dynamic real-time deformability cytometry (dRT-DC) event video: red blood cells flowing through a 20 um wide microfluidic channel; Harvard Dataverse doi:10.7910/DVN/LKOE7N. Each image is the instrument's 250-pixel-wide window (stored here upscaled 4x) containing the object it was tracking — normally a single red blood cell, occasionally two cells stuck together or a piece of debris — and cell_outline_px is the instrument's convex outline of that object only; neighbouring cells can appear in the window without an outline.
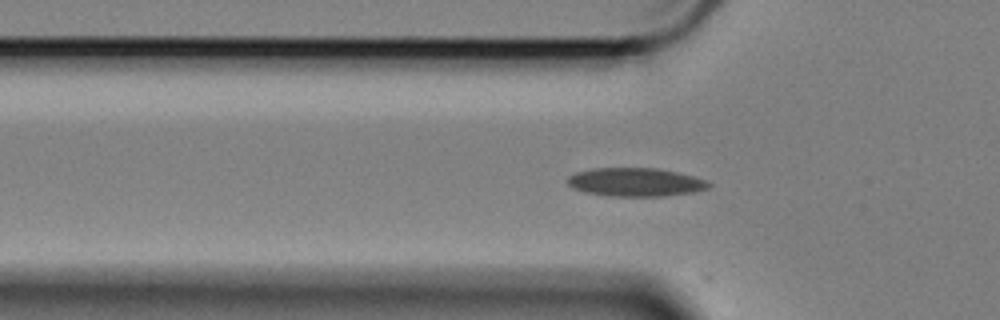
{"species": "Egyptian fruit bat (a non-hibernating species)", "species_latin": "Rousettus aegyptiacus", "temperature_condition": "cold", "stored_images_in_passage": 43, "camera_frame_rate_fps": 3000, "um_per_image_px": 0.085, "animal": {"sex": "female"}, "frame": {"image": 1, "passage_image": 5, "time_ms": 1.333, "image_size_px": [1000, 320], "cell_outline_px": [[712, 184], [708, 188], [692, 192], [664, 196], [608, 196], [584, 192], [572, 188], [564, 180], [568, 176], [576, 172], [592, 168], [656, 168], [676, 172], [692, 176], [704, 180]], "centroid_in_image_um": [53.94, 15.48], "position_along_channel_um": 71.9, "area_um2": 23.47}}
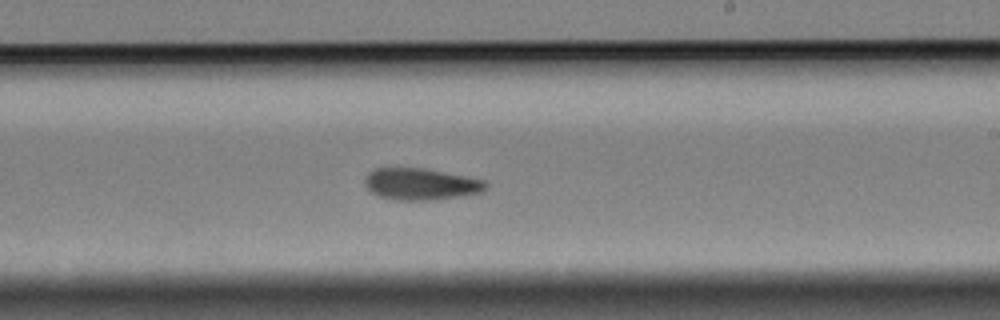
{"frame": {"image": 2, "passage_image": 21, "time_ms": 6.667, "image_size_px": [1000, 320], "cell_outline_px": [[488, 188], [480, 192], [460, 196], [428, 200], [392, 200], [380, 196], [372, 192], [364, 184], [364, 180], [368, 172], [376, 168], [424, 168], [488, 180]], "centroid_in_image_um": [35.79, 15.64], "position_along_channel_um": 253.2, "area_um2": 22.43}}
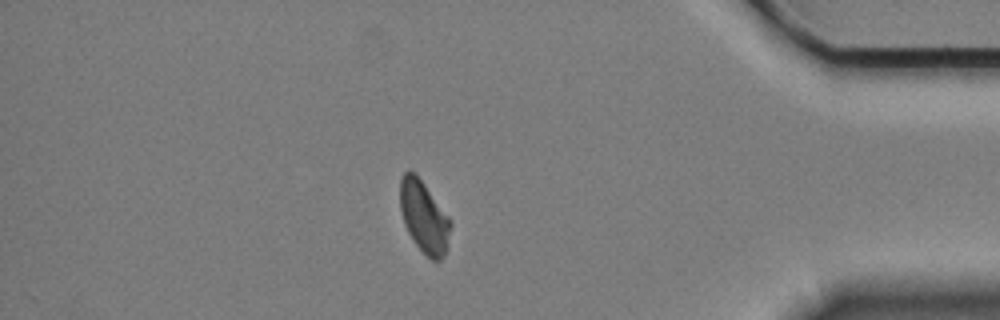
{"frame": {"image": 3, "passage_image": 37, "time_ms": 12.0, "image_size_px": [1000, 320], "cell_outline_px": [[452, 224], [448, 248], [440, 260], [432, 260], [416, 244], [408, 232], [404, 224], [400, 208], [400, 176], [408, 168], [424, 184], [452, 220]], "centroid_in_image_um": [36.05, 18.43], "position_along_channel_um": 399.1, "area_um2": 21.1}}